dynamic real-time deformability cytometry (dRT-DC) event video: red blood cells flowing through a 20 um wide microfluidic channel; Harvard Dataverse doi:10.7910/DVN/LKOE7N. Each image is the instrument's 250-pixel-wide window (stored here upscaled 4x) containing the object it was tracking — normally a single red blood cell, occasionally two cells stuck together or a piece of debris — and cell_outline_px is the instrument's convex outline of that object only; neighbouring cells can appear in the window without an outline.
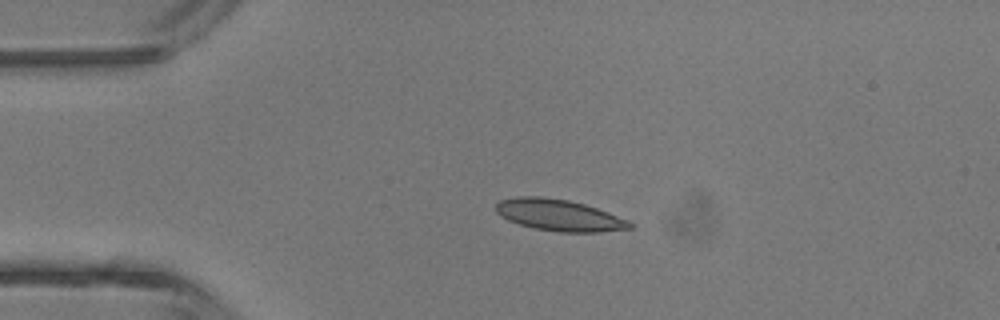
{"species": "common noctule bat (a hibernating species)", "species_latin": "Nyctalus noctula", "temperature_condition": "room temperature", "stored_images_in_passage": 4, "camera_frame_rate_fps": 3000, "um_per_image_px": 0.085, "animal": {"sex": "male", "body_mass_g": 13.3}, "frame": {"image": 1, "passage_image": 1, "time_ms": 0.0, "image_size_px": [1000, 320], "cell_outline_px": [[636, 224], [632, 228], [600, 232], [560, 232], [532, 228], [508, 220], [500, 216], [496, 212], [496, 204], [500, 200], [516, 196], [540, 196], [568, 200], [584, 204], [608, 212], [628, 220]], "centroid_in_image_um": [47.52, 18.29], "position_along_channel_um": 37.5, "area_um2": 24.68}}
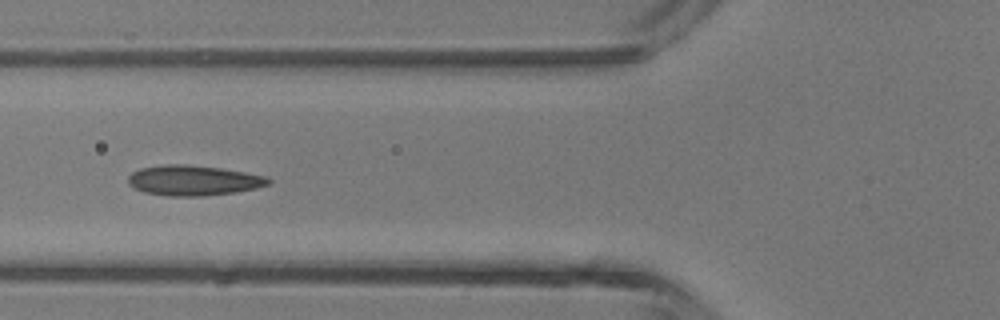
{"frame": {"image": 2, "passage_image": 3, "time_ms": 2.333, "image_size_px": [1000, 320], "cell_outline_px": [[272, 180], [268, 184], [256, 188], [236, 192], [204, 196], [168, 196], [144, 192], [128, 184], [128, 176], [132, 172], [140, 168], [164, 164], [184, 164], [220, 168], [268, 176]], "centroid_in_image_um": [16.44, 15.33], "position_along_channel_um": 109.4, "area_um2": 24.74}}
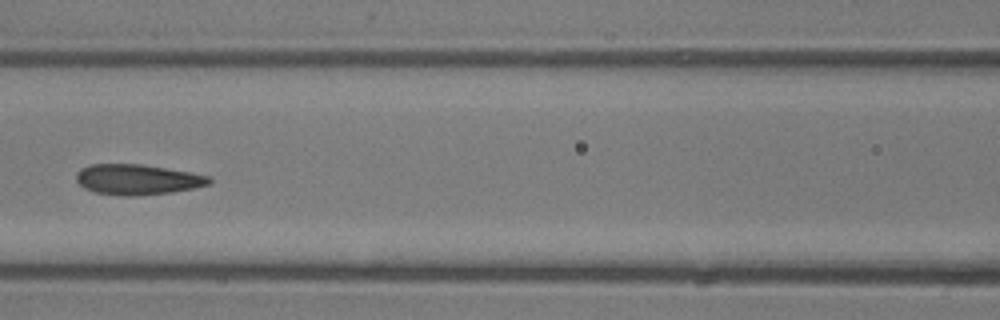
{"frame": {"image": 3, "passage_image": 4, "time_ms": 3.333, "image_size_px": [1000, 320], "cell_outline_px": [[212, 184], [172, 192], [136, 196], [124, 196], [92, 192], [84, 188], [76, 180], [76, 172], [80, 168], [88, 164], [140, 164], [192, 172], [212, 176]], "centroid_in_image_um": [11.68, 15.25], "position_along_channel_um": 154.9, "area_um2": 23.87}}